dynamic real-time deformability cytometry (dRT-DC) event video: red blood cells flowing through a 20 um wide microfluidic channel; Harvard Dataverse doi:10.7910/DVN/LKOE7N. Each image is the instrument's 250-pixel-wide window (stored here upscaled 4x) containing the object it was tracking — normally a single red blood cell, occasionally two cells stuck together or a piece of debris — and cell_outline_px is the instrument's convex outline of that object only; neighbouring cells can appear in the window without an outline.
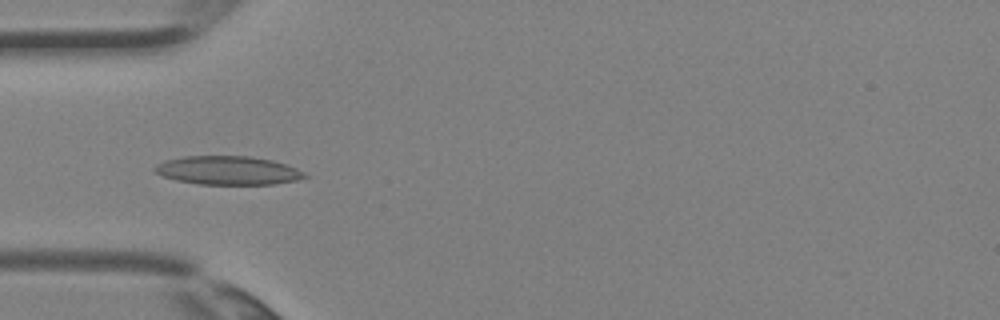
{"species": "Egyptian fruit bat (a non-hibernating species)", "species_latin": "Rousettus aegyptiacus", "temperature_condition": "room temperature", "stored_images_in_passage": 3, "camera_frame_rate_fps": 3000, "um_per_image_px": 0.085, "animal": {"sex": "female"}, "frame": {"image": 1, "passage_image": 3, "time_ms": 0.667, "image_size_px": [1000, 320], "cell_outline_px": [[308, 176], [296, 180], [272, 184], [200, 184], [176, 180], [164, 176], [156, 172], [152, 168], [156, 164], [164, 160], [184, 156], [248, 156], [272, 160], [296, 168], [304, 172]], "centroid_in_image_um": [19.34, 14.48], "position_along_channel_um": 65.7, "area_um2": 24.85}}